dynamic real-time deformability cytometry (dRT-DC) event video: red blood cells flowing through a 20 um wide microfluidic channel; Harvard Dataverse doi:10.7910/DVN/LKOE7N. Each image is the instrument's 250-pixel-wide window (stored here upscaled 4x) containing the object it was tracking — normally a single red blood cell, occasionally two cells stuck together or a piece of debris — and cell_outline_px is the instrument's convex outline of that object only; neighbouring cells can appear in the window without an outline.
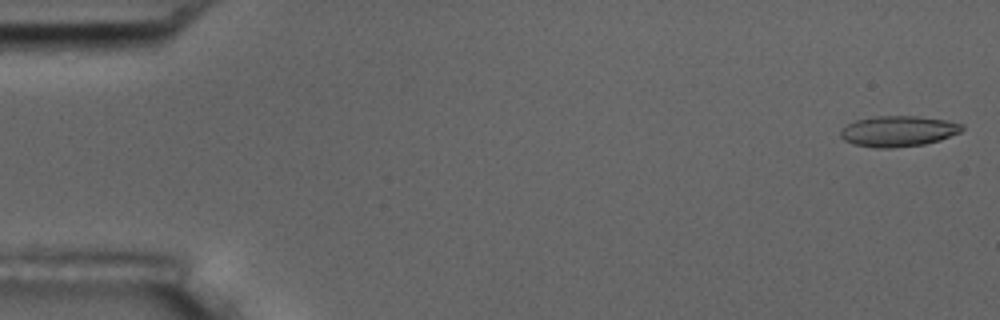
{"species": "common noctule bat (a hibernating species)", "species_latin": "Nyctalus noctula", "temperature_condition": "room temperature", "stored_images_in_passage": 50, "camera_frame_rate_fps": 3000, "um_per_image_px": 0.085, "animal": {"sex": "male", "body_mass_g": 17.5, "forearm_length_mm": 52.3}, "frame": {"image": 1, "passage_image": 1, "time_ms": 0.0, "image_size_px": [1000, 320], "cell_outline_px": [[964, 128], [960, 132], [940, 140], [924, 144], [892, 148], [876, 148], [852, 144], [844, 140], [840, 136], [840, 132], [848, 124], [856, 120], [876, 116], [916, 116], [948, 120], [964, 124]], "centroid_in_image_um": [76.37, 11.15], "position_along_channel_um": 8.6, "area_um2": 21.79}}
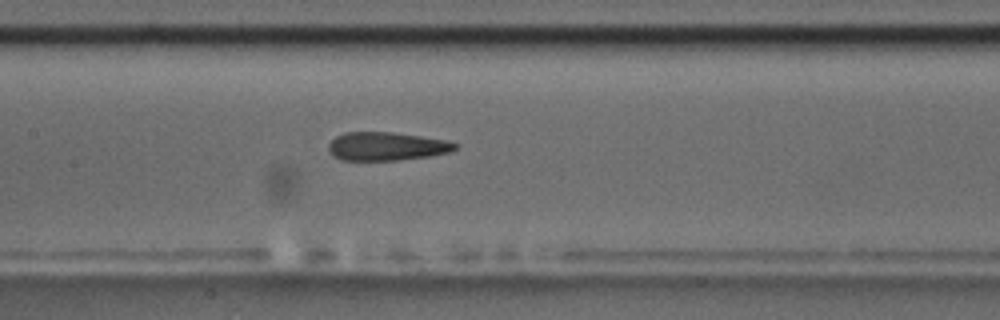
{"frame": {"image": 2, "passage_image": 26, "time_ms": 8.333, "image_size_px": [1000, 320], "cell_outline_px": [[460, 144], [452, 152], [432, 156], [396, 160], [340, 160], [328, 148], [328, 144], [336, 136], [344, 132], [392, 132], [448, 140]], "centroid_in_image_um": [32.92, 12.43], "position_along_channel_um": 174.5, "area_um2": 21.04}}
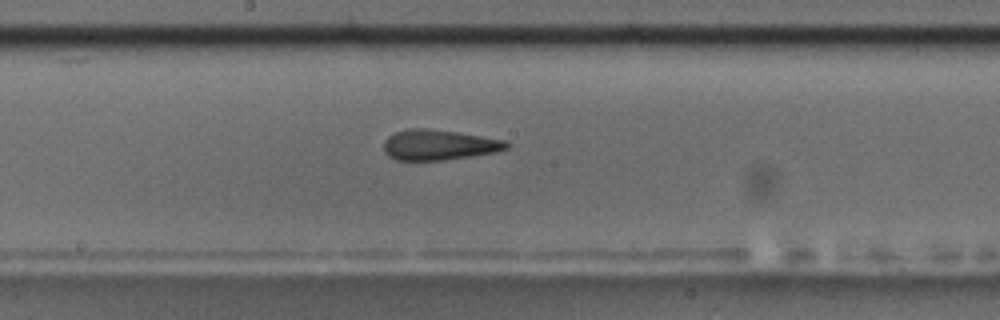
{"frame": {"image": 3, "passage_image": 29, "time_ms": 9.333, "image_size_px": [1000, 320], "cell_outline_px": [[512, 144], [508, 148], [496, 152], [444, 160], [396, 160], [388, 156], [384, 152], [384, 140], [388, 136], [396, 132], [408, 128], [424, 128], [456, 132], [508, 140]], "centroid_in_image_um": [37.32, 12.31], "position_along_channel_um": 210.9, "area_um2": 21.85}, "authors_computed_cell_mechanics": {"area_um2": 21.7906, "velocity_mm_per_s": 3.6492, "shape_relaxation_time_tau1_ms": null, "shape_relaxation_time_tau2_ms": 2.708, "deformation_change_tau1": null, "deformation_change_tau2": 0.1174}}